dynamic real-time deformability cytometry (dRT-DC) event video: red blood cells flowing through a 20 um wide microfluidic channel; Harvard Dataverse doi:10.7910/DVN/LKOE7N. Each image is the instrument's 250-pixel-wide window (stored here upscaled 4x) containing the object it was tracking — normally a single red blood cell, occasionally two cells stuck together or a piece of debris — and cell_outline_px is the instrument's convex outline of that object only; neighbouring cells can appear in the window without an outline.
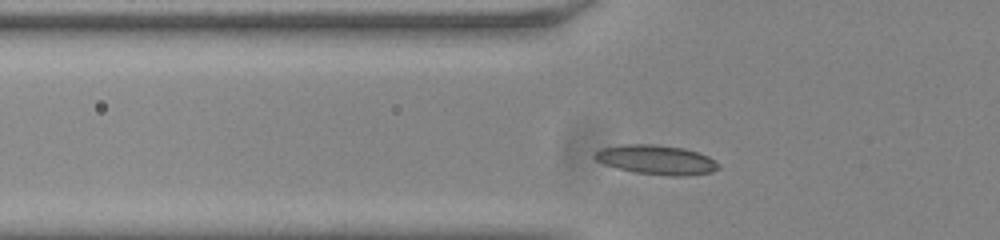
{"species": "common noctule bat (a hibernating species)", "species_latin": "Nyctalus noctula", "temperature_condition": "room temperature", "stored_images_in_passage": 36, "camera_frame_rate_fps": 3000, "um_per_image_px": 0.085, "animal": {"sex": "male", "body_mass_g": 20.0, "forearm_length_mm": 53.3}, "frame": {"image": 1, "passage_image": 7, "time_ms": 2.0, "image_size_px": [1000, 240], "cell_outline_px": [[720, 168], [712, 172], [688, 176], [672, 176], [636, 172], [616, 168], [604, 164], [596, 160], [592, 156], [592, 152], [600, 148], [620, 144], [656, 144], [684, 148], [708, 156], [716, 160], [720, 164]], "centroid_in_image_um": [55.77, 13.57], "position_along_channel_um": 70.0, "area_um2": 21.56}}
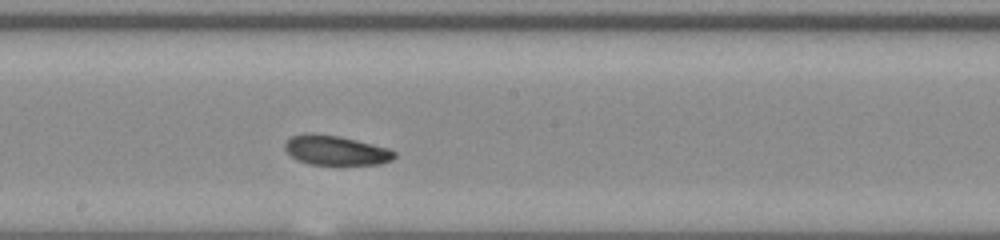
{"frame": {"image": 2, "passage_image": 19, "time_ms": 6.0, "image_size_px": [1000, 240], "cell_outline_px": [[396, 156], [392, 160], [380, 164], [308, 164], [296, 160], [284, 148], [284, 144], [292, 136], [340, 136], [388, 148], [396, 152]], "centroid_in_image_um": [28.61, 12.82], "position_along_channel_um": 219.6, "area_um2": 18.15}}
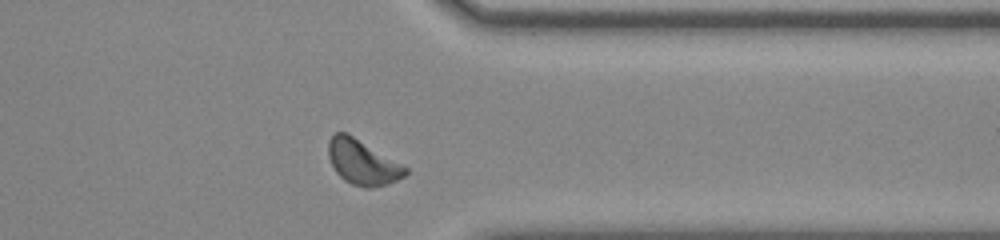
{"frame": {"image": 3, "passage_image": 32, "time_ms": 10.333, "image_size_px": [1000, 240], "cell_outline_px": [[408, 172], [404, 176], [388, 184], [372, 188], [364, 188], [352, 184], [344, 180], [336, 172], [328, 156], [328, 140], [336, 132], [348, 132], [408, 168]], "centroid_in_image_um": [30.8, 13.79], "position_along_channel_um": 380.6, "area_um2": 20.17}, "authors_computed_cell_mechanics": {"area_um2": 18.9006, "velocity_mm_per_s": 3.7801, "shape_relaxation_time_tau1_ms": 2.3458, "shape_relaxation_time_tau2_ms": 4.869, "deformation_change_tau1": 0.0532, "deformation_change_tau2": 0.1243}}